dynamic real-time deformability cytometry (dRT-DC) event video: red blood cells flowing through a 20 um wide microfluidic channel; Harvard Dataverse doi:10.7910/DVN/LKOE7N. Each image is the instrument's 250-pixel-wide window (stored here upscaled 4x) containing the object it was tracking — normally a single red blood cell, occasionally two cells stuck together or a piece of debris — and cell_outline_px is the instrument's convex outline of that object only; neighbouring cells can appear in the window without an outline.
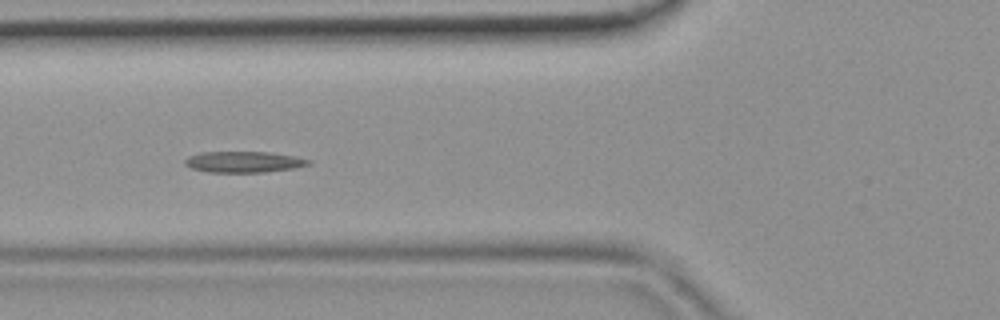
{"species": "common noctule bat (a hibernating species)", "species_latin": "Nyctalus noctula", "temperature_condition": "room temperature", "stored_images_in_passage": 45, "camera_frame_rate_fps": 3000, "um_per_image_px": 0.085, "animal": {"sex": "female", "body_mass_g": 19.9}, "frame": {"image": 1, "passage_image": 17, "time_ms": 5.333, "image_size_px": [1000, 320], "cell_outline_px": [[312, 164], [296, 168], [264, 172], [208, 172], [192, 168], [184, 164], [184, 160], [188, 156], [200, 152], [268, 152], [296, 156], [312, 160]], "centroid_in_image_um": [20.75, 13.76], "position_along_channel_um": 105.0, "area_um2": 15.32}}
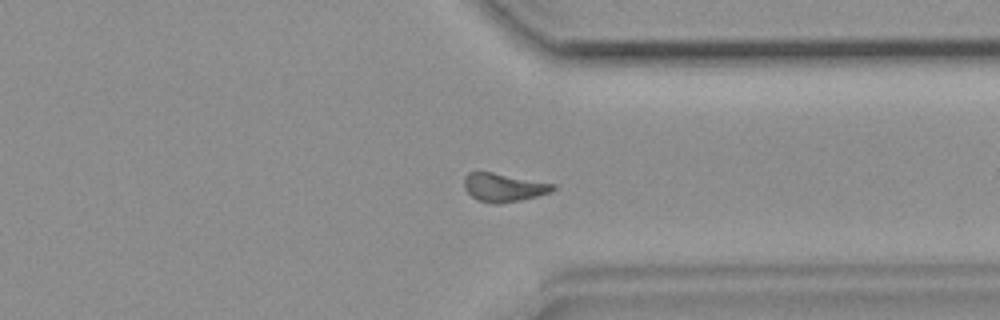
{"frame": {"image": 2, "passage_image": 35, "time_ms": 11.333, "image_size_px": [1000, 320], "cell_outline_px": [[556, 188], [552, 192], [520, 200], [496, 204], [492, 204], [476, 200], [464, 188], [464, 176], [468, 172], [492, 172], [556, 184]], "centroid_in_image_um": [42.8, 15.93], "position_along_channel_um": 368.6, "area_um2": 14.74}}
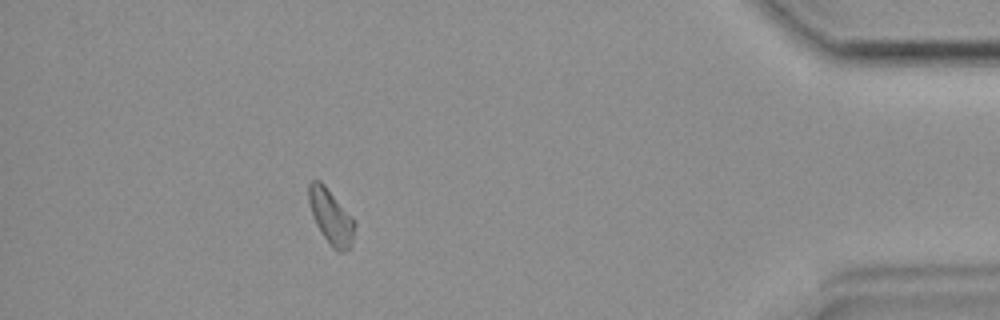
{"frame": {"image": 3, "passage_image": 41, "time_ms": 13.333, "image_size_px": [1000, 320], "cell_outline_px": [[356, 224], [352, 248], [344, 252], [336, 252], [332, 248], [316, 224], [312, 216], [308, 200], [308, 184], [312, 180], [320, 180], [324, 184], [352, 216]], "centroid_in_image_um": [28.15, 18.45], "position_along_channel_um": 407.0, "area_um2": 14.97}}